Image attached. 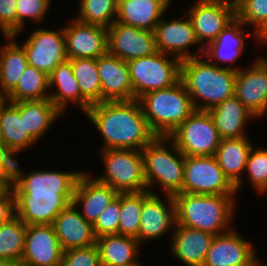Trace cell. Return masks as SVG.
Listing matches in <instances>:
<instances>
[{
  "label": "cell",
  "instance_id": "cell-13",
  "mask_svg": "<svg viewBox=\"0 0 267 266\" xmlns=\"http://www.w3.org/2000/svg\"><path fill=\"white\" fill-rule=\"evenodd\" d=\"M196 38L202 45L199 51L204 54V48L215 41L218 35L235 18V8L217 2L199 0L188 11ZM207 41V42H206Z\"/></svg>",
  "mask_w": 267,
  "mask_h": 266
},
{
  "label": "cell",
  "instance_id": "cell-6",
  "mask_svg": "<svg viewBox=\"0 0 267 266\" xmlns=\"http://www.w3.org/2000/svg\"><path fill=\"white\" fill-rule=\"evenodd\" d=\"M171 142L173 150L167 148ZM144 158V176L148 191L150 186L157 182L162 186L166 195L174 196L182 193L184 179L185 155L177 148L169 137L156 136L142 150Z\"/></svg>",
  "mask_w": 267,
  "mask_h": 266
},
{
  "label": "cell",
  "instance_id": "cell-11",
  "mask_svg": "<svg viewBox=\"0 0 267 266\" xmlns=\"http://www.w3.org/2000/svg\"><path fill=\"white\" fill-rule=\"evenodd\" d=\"M28 65L48 76L60 64L68 60L63 29L58 31L39 28L22 45Z\"/></svg>",
  "mask_w": 267,
  "mask_h": 266
},
{
  "label": "cell",
  "instance_id": "cell-43",
  "mask_svg": "<svg viewBox=\"0 0 267 266\" xmlns=\"http://www.w3.org/2000/svg\"><path fill=\"white\" fill-rule=\"evenodd\" d=\"M50 0H18L17 2V33L23 29L25 18L35 21L42 20L50 6Z\"/></svg>",
  "mask_w": 267,
  "mask_h": 266
},
{
  "label": "cell",
  "instance_id": "cell-46",
  "mask_svg": "<svg viewBox=\"0 0 267 266\" xmlns=\"http://www.w3.org/2000/svg\"><path fill=\"white\" fill-rule=\"evenodd\" d=\"M255 35L254 37H256V40L258 38V40H262L263 43H267V19L262 22L254 31Z\"/></svg>",
  "mask_w": 267,
  "mask_h": 266
},
{
  "label": "cell",
  "instance_id": "cell-50",
  "mask_svg": "<svg viewBox=\"0 0 267 266\" xmlns=\"http://www.w3.org/2000/svg\"><path fill=\"white\" fill-rule=\"evenodd\" d=\"M127 266H141V265L139 264V262L136 261V262L129 264Z\"/></svg>",
  "mask_w": 267,
  "mask_h": 266
},
{
  "label": "cell",
  "instance_id": "cell-30",
  "mask_svg": "<svg viewBox=\"0 0 267 266\" xmlns=\"http://www.w3.org/2000/svg\"><path fill=\"white\" fill-rule=\"evenodd\" d=\"M101 266H127L136 262L139 241L136 238L112 234L96 238Z\"/></svg>",
  "mask_w": 267,
  "mask_h": 266
},
{
  "label": "cell",
  "instance_id": "cell-31",
  "mask_svg": "<svg viewBox=\"0 0 267 266\" xmlns=\"http://www.w3.org/2000/svg\"><path fill=\"white\" fill-rule=\"evenodd\" d=\"M8 45L0 51V98H5L18 84L28 66L23 46L15 42L13 36H6Z\"/></svg>",
  "mask_w": 267,
  "mask_h": 266
},
{
  "label": "cell",
  "instance_id": "cell-41",
  "mask_svg": "<svg viewBox=\"0 0 267 266\" xmlns=\"http://www.w3.org/2000/svg\"><path fill=\"white\" fill-rule=\"evenodd\" d=\"M236 18L256 29L267 19V0H242L235 8Z\"/></svg>",
  "mask_w": 267,
  "mask_h": 266
},
{
  "label": "cell",
  "instance_id": "cell-18",
  "mask_svg": "<svg viewBox=\"0 0 267 266\" xmlns=\"http://www.w3.org/2000/svg\"><path fill=\"white\" fill-rule=\"evenodd\" d=\"M102 102L133 100V87L127 61L106 52L97 58Z\"/></svg>",
  "mask_w": 267,
  "mask_h": 266
},
{
  "label": "cell",
  "instance_id": "cell-40",
  "mask_svg": "<svg viewBox=\"0 0 267 266\" xmlns=\"http://www.w3.org/2000/svg\"><path fill=\"white\" fill-rule=\"evenodd\" d=\"M19 151L3 146L0 148V178L9 189H14L23 177L18 162L14 160V155Z\"/></svg>",
  "mask_w": 267,
  "mask_h": 266
},
{
  "label": "cell",
  "instance_id": "cell-39",
  "mask_svg": "<svg viewBox=\"0 0 267 266\" xmlns=\"http://www.w3.org/2000/svg\"><path fill=\"white\" fill-rule=\"evenodd\" d=\"M120 193L103 209L93 224V232L95 237L103 235L118 234V226L120 222Z\"/></svg>",
  "mask_w": 267,
  "mask_h": 266
},
{
  "label": "cell",
  "instance_id": "cell-4",
  "mask_svg": "<svg viewBox=\"0 0 267 266\" xmlns=\"http://www.w3.org/2000/svg\"><path fill=\"white\" fill-rule=\"evenodd\" d=\"M176 224L219 235L233 218L234 195L178 193Z\"/></svg>",
  "mask_w": 267,
  "mask_h": 266
},
{
  "label": "cell",
  "instance_id": "cell-23",
  "mask_svg": "<svg viewBox=\"0 0 267 266\" xmlns=\"http://www.w3.org/2000/svg\"><path fill=\"white\" fill-rule=\"evenodd\" d=\"M171 251L188 266H202L214 235L176 224Z\"/></svg>",
  "mask_w": 267,
  "mask_h": 266
},
{
  "label": "cell",
  "instance_id": "cell-36",
  "mask_svg": "<svg viewBox=\"0 0 267 266\" xmlns=\"http://www.w3.org/2000/svg\"><path fill=\"white\" fill-rule=\"evenodd\" d=\"M120 202L118 234L137 238L143 208V191L120 193Z\"/></svg>",
  "mask_w": 267,
  "mask_h": 266
},
{
  "label": "cell",
  "instance_id": "cell-37",
  "mask_svg": "<svg viewBox=\"0 0 267 266\" xmlns=\"http://www.w3.org/2000/svg\"><path fill=\"white\" fill-rule=\"evenodd\" d=\"M79 15L75 19L80 22L109 28L117 15L116 0H80Z\"/></svg>",
  "mask_w": 267,
  "mask_h": 266
},
{
  "label": "cell",
  "instance_id": "cell-2",
  "mask_svg": "<svg viewBox=\"0 0 267 266\" xmlns=\"http://www.w3.org/2000/svg\"><path fill=\"white\" fill-rule=\"evenodd\" d=\"M85 114L102 134L103 150H142L156 137L137 99L95 103Z\"/></svg>",
  "mask_w": 267,
  "mask_h": 266
},
{
  "label": "cell",
  "instance_id": "cell-47",
  "mask_svg": "<svg viewBox=\"0 0 267 266\" xmlns=\"http://www.w3.org/2000/svg\"><path fill=\"white\" fill-rule=\"evenodd\" d=\"M210 2L224 3L236 8L242 0H207Z\"/></svg>",
  "mask_w": 267,
  "mask_h": 266
},
{
  "label": "cell",
  "instance_id": "cell-17",
  "mask_svg": "<svg viewBox=\"0 0 267 266\" xmlns=\"http://www.w3.org/2000/svg\"><path fill=\"white\" fill-rule=\"evenodd\" d=\"M63 31L68 60L75 58L97 59L108 52L107 28L74 19Z\"/></svg>",
  "mask_w": 267,
  "mask_h": 266
},
{
  "label": "cell",
  "instance_id": "cell-45",
  "mask_svg": "<svg viewBox=\"0 0 267 266\" xmlns=\"http://www.w3.org/2000/svg\"><path fill=\"white\" fill-rule=\"evenodd\" d=\"M16 216V199L13 189H8L0 197V226Z\"/></svg>",
  "mask_w": 267,
  "mask_h": 266
},
{
  "label": "cell",
  "instance_id": "cell-8",
  "mask_svg": "<svg viewBox=\"0 0 267 266\" xmlns=\"http://www.w3.org/2000/svg\"><path fill=\"white\" fill-rule=\"evenodd\" d=\"M105 175L95 178L111 186L118 193L147 191L144 176V158L141 150H103Z\"/></svg>",
  "mask_w": 267,
  "mask_h": 266
},
{
  "label": "cell",
  "instance_id": "cell-28",
  "mask_svg": "<svg viewBox=\"0 0 267 266\" xmlns=\"http://www.w3.org/2000/svg\"><path fill=\"white\" fill-rule=\"evenodd\" d=\"M12 103L19 109L20 115H24L25 130L36 141L62 113L49 98Z\"/></svg>",
  "mask_w": 267,
  "mask_h": 266
},
{
  "label": "cell",
  "instance_id": "cell-27",
  "mask_svg": "<svg viewBox=\"0 0 267 266\" xmlns=\"http://www.w3.org/2000/svg\"><path fill=\"white\" fill-rule=\"evenodd\" d=\"M58 87V92L49 94V99L63 112L68 101L76 103L85 113L92 105L82 94L73 73L71 61L60 63L49 75V88Z\"/></svg>",
  "mask_w": 267,
  "mask_h": 266
},
{
  "label": "cell",
  "instance_id": "cell-32",
  "mask_svg": "<svg viewBox=\"0 0 267 266\" xmlns=\"http://www.w3.org/2000/svg\"><path fill=\"white\" fill-rule=\"evenodd\" d=\"M245 25L242 21L235 18L229 23L225 29L218 35L217 39L204 48V55L210 60L217 62L233 63L244 49V37L246 36L241 30V26Z\"/></svg>",
  "mask_w": 267,
  "mask_h": 266
},
{
  "label": "cell",
  "instance_id": "cell-14",
  "mask_svg": "<svg viewBox=\"0 0 267 266\" xmlns=\"http://www.w3.org/2000/svg\"><path fill=\"white\" fill-rule=\"evenodd\" d=\"M63 252L53 225H27L23 266H60Z\"/></svg>",
  "mask_w": 267,
  "mask_h": 266
},
{
  "label": "cell",
  "instance_id": "cell-48",
  "mask_svg": "<svg viewBox=\"0 0 267 266\" xmlns=\"http://www.w3.org/2000/svg\"><path fill=\"white\" fill-rule=\"evenodd\" d=\"M0 266H23L21 262L11 260H0Z\"/></svg>",
  "mask_w": 267,
  "mask_h": 266
},
{
  "label": "cell",
  "instance_id": "cell-9",
  "mask_svg": "<svg viewBox=\"0 0 267 266\" xmlns=\"http://www.w3.org/2000/svg\"><path fill=\"white\" fill-rule=\"evenodd\" d=\"M185 156H214L221 137L208 111L195 110L169 136Z\"/></svg>",
  "mask_w": 267,
  "mask_h": 266
},
{
  "label": "cell",
  "instance_id": "cell-38",
  "mask_svg": "<svg viewBox=\"0 0 267 266\" xmlns=\"http://www.w3.org/2000/svg\"><path fill=\"white\" fill-rule=\"evenodd\" d=\"M250 182L258 192L267 190V149L259 148L249 153L246 170Z\"/></svg>",
  "mask_w": 267,
  "mask_h": 266
},
{
  "label": "cell",
  "instance_id": "cell-25",
  "mask_svg": "<svg viewBox=\"0 0 267 266\" xmlns=\"http://www.w3.org/2000/svg\"><path fill=\"white\" fill-rule=\"evenodd\" d=\"M221 139L247 137L245 123L255 117L234 95L208 110Z\"/></svg>",
  "mask_w": 267,
  "mask_h": 266
},
{
  "label": "cell",
  "instance_id": "cell-1",
  "mask_svg": "<svg viewBox=\"0 0 267 266\" xmlns=\"http://www.w3.org/2000/svg\"><path fill=\"white\" fill-rule=\"evenodd\" d=\"M83 173L36 170L23 175L13 189L16 215L27 225H52L59 213L72 203Z\"/></svg>",
  "mask_w": 267,
  "mask_h": 266
},
{
  "label": "cell",
  "instance_id": "cell-21",
  "mask_svg": "<svg viewBox=\"0 0 267 266\" xmlns=\"http://www.w3.org/2000/svg\"><path fill=\"white\" fill-rule=\"evenodd\" d=\"M76 209V206L70 203L52 224L64 251L96 244L93 225L87 222Z\"/></svg>",
  "mask_w": 267,
  "mask_h": 266
},
{
  "label": "cell",
  "instance_id": "cell-20",
  "mask_svg": "<svg viewBox=\"0 0 267 266\" xmlns=\"http://www.w3.org/2000/svg\"><path fill=\"white\" fill-rule=\"evenodd\" d=\"M154 35L157 51L161 53H175L174 57L181 61L204 55L199 53L193 55L187 51L191 45L199 43L189 16L185 20L161 19L155 27Z\"/></svg>",
  "mask_w": 267,
  "mask_h": 266
},
{
  "label": "cell",
  "instance_id": "cell-24",
  "mask_svg": "<svg viewBox=\"0 0 267 266\" xmlns=\"http://www.w3.org/2000/svg\"><path fill=\"white\" fill-rule=\"evenodd\" d=\"M171 0H127L117 2L116 22L154 32Z\"/></svg>",
  "mask_w": 267,
  "mask_h": 266
},
{
  "label": "cell",
  "instance_id": "cell-44",
  "mask_svg": "<svg viewBox=\"0 0 267 266\" xmlns=\"http://www.w3.org/2000/svg\"><path fill=\"white\" fill-rule=\"evenodd\" d=\"M18 0H0V28L6 36L17 37Z\"/></svg>",
  "mask_w": 267,
  "mask_h": 266
},
{
  "label": "cell",
  "instance_id": "cell-22",
  "mask_svg": "<svg viewBox=\"0 0 267 266\" xmlns=\"http://www.w3.org/2000/svg\"><path fill=\"white\" fill-rule=\"evenodd\" d=\"M119 193L111 186L90 178L89 173H83L77 182L72 203L75 206L82 204V217L92 225L100 213ZM80 203V204H79Z\"/></svg>",
  "mask_w": 267,
  "mask_h": 266
},
{
  "label": "cell",
  "instance_id": "cell-16",
  "mask_svg": "<svg viewBox=\"0 0 267 266\" xmlns=\"http://www.w3.org/2000/svg\"><path fill=\"white\" fill-rule=\"evenodd\" d=\"M235 96L255 117L267 112V58L261 57L250 68L237 71Z\"/></svg>",
  "mask_w": 267,
  "mask_h": 266
},
{
  "label": "cell",
  "instance_id": "cell-10",
  "mask_svg": "<svg viewBox=\"0 0 267 266\" xmlns=\"http://www.w3.org/2000/svg\"><path fill=\"white\" fill-rule=\"evenodd\" d=\"M182 192L235 195L236 188L224 175L214 156H185Z\"/></svg>",
  "mask_w": 267,
  "mask_h": 266
},
{
  "label": "cell",
  "instance_id": "cell-15",
  "mask_svg": "<svg viewBox=\"0 0 267 266\" xmlns=\"http://www.w3.org/2000/svg\"><path fill=\"white\" fill-rule=\"evenodd\" d=\"M252 246L229 229L214 236L202 266H260Z\"/></svg>",
  "mask_w": 267,
  "mask_h": 266
},
{
  "label": "cell",
  "instance_id": "cell-35",
  "mask_svg": "<svg viewBox=\"0 0 267 266\" xmlns=\"http://www.w3.org/2000/svg\"><path fill=\"white\" fill-rule=\"evenodd\" d=\"M26 230L27 224L17 215L0 226V260L21 261Z\"/></svg>",
  "mask_w": 267,
  "mask_h": 266
},
{
  "label": "cell",
  "instance_id": "cell-26",
  "mask_svg": "<svg viewBox=\"0 0 267 266\" xmlns=\"http://www.w3.org/2000/svg\"><path fill=\"white\" fill-rule=\"evenodd\" d=\"M252 147L247 137L221 139L214 154L224 175L235 186L236 192L240 188L242 182L240 174L246 170L248 156Z\"/></svg>",
  "mask_w": 267,
  "mask_h": 266
},
{
  "label": "cell",
  "instance_id": "cell-12",
  "mask_svg": "<svg viewBox=\"0 0 267 266\" xmlns=\"http://www.w3.org/2000/svg\"><path fill=\"white\" fill-rule=\"evenodd\" d=\"M108 52L129 61L157 52L154 32L114 22L108 29Z\"/></svg>",
  "mask_w": 267,
  "mask_h": 266
},
{
  "label": "cell",
  "instance_id": "cell-5",
  "mask_svg": "<svg viewBox=\"0 0 267 266\" xmlns=\"http://www.w3.org/2000/svg\"><path fill=\"white\" fill-rule=\"evenodd\" d=\"M138 100L156 136L169 137L196 110L181 80L172 87L145 93Z\"/></svg>",
  "mask_w": 267,
  "mask_h": 266
},
{
  "label": "cell",
  "instance_id": "cell-3",
  "mask_svg": "<svg viewBox=\"0 0 267 266\" xmlns=\"http://www.w3.org/2000/svg\"><path fill=\"white\" fill-rule=\"evenodd\" d=\"M203 55L182 60L181 78L196 110L208 111L235 95L238 67L216 66L207 62ZM197 99L205 101L200 104Z\"/></svg>",
  "mask_w": 267,
  "mask_h": 266
},
{
  "label": "cell",
  "instance_id": "cell-42",
  "mask_svg": "<svg viewBox=\"0 0 267 266\" xmlns=\"http://www.w3.org/2000/svg\"><path fill=\"white\" fill-rule=\"evenodd\" d=\"M60 266H101L97 245L65 250Z\"/></svg>",
  "mask_w": 267,
  "mask_h": 266
},
{
  "label": "cell",
  "instance_id": "cell-7",
  "mask_svg": "<svg viewBox=\"0 0 267 266\" xmlns=\"http://www.w3.org/2000/svg\"><path fill=\"white\" fill-rule=\"evenodd\" d=\"M167 54L156 53L127 61L133 100L145 93L174 86L181 78V60L166 57Z\"/></svg>",
  "mask_w": 267,
  "mask_h": 266
},
{
  "label": "cell",
  "instance_id": "cell-34",
  "mask_svg": "<svg viewBox=\"0 0 267 266\" xmlns=\"http://www.w3.org/2000/svg\"><path fill=\"white\" fill-rule=\"evenodd\" d=\"M81 94L91 103L102 102L101 82L98 75L97 59H69Z\"/></svg>",
  "mask_w": 267,
  "mask_h": 266
},
{
  "label": "cell",
  "instance_id": "cell-19",
  "mask_svg": "<svg viewBox=\"0 0 267 266\" xmlns=\"http://www.w3.org/2000/svg\"><path fill=\"white\" fill-rule=\"evenodd\" d=\"M169 207L163 203L154 191H143V208L141 212L138 237L139 243L163 236L172 224H176V209L173 196L166 195Z\"/></svg>",
  "mask_w": 267,
  "mask_h": 266
},
{
  "label": "cell",
  "instance_id": "cell-49",
  "mask_svg": "<svg viewBox=\"0 0 267 266\" xmlns=\"http://www.w3.org/2000/svg\"><path fill=\"white\" fill-rule=\"evenodd\" d=\"M9 188L2 182L0 178V197L8 190Z\"/></svg>",
  "mask_w": 267,
  "mask_h": 266
},
{
  "label": "cell",
  "instance_id": "cell-33",
  "mask_svg": "<svg viewBox=\"0 0 267 266\" xmlns=\"http://www.w3.org/2000/svg\"><path fill=\"white\" fill-rule=\"evenodd\" d=\"M49 76L28 65L22 73L17 86L4 98L7 102L42 100L49 98Z\"/></svg>",
  "mask_w": 267,
  "mask_h": 266
},
{
  "label": "cell",
  "instance_id": "cell-51",
  "mask_svg": "<svg viewBox=\"0 0 267 266\" xmlns=\"http://www.w3.org/2000/svg\"><path fill=\"white\" fill-rule=\"evenodd\" d=\"M123 1H127V0H116V2H123Z\"/></svg>",
  "mask_w": 267,
  "mask_h": 266
},
{
  "label": "cell",
  "instance_id": "cell-29",
  "mask_svg": "<svg viewBox=\"0 0 267 266\" xmlns=\"http://www.w3.org/2000/svg\"><path fill=\"white\" fill-rule=\"evenodd\" d=\"M10 103V104H9ZM6 99L0 98V144L17 150H23L35 143L25 130L24 115Z\"/></svg>",
  "mask_w": 267,
  "mask_h": 266
}]
</instances>
